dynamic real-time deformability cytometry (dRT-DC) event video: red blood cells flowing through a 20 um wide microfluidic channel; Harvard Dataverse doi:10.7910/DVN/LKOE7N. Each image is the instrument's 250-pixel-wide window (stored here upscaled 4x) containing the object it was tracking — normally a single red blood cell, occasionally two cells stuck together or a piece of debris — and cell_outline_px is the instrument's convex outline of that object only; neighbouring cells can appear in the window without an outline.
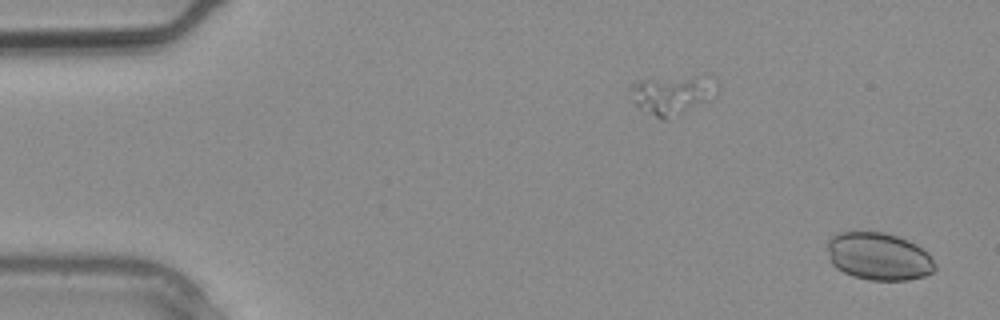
{"species": "common noctule bat (a hibernating species)", "species_latin": "Nyctalus noctula", "temperature_condition": "warm", "stored_images_in_passage": 3, "segment_of_instrument_passage": [2, 2], "camera_frame_rate_fps": 3000, "um_per_image_px": 0.085, "animal": {"sex": "male", "body_mass_g": 20.4}, "frame": {"image": 1, "passage_image": 3, "time_ms": 0.667, "image_size_px": [1000, 320], "cell_outline_px": [[936, 268], [932, 272], [924, 276], [908, 280], [868, 280], [852, 276], [836, 268], [832, 264], [828, 256], [828, 240], [832, 236], [840, 232], [884, 232], [908, 240], [916, 244], [928, 252], [936, 264]], "centroid_in_image_um": [74.7, 21.8], "position_along_channel_um": 10.3, "area_um2": 30.0}}